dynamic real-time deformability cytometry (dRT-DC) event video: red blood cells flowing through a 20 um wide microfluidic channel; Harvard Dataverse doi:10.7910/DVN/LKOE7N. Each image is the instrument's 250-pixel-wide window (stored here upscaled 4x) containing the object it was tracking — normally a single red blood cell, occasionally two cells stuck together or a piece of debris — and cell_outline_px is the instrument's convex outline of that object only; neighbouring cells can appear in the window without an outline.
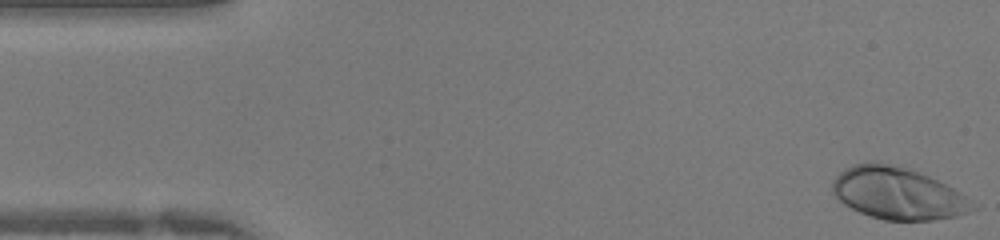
{"species": "human", "species_latin": "Homo sapiens", "temperature_condition": "warm", "stored_images_in_passage": 41, "camera_frame_rate_fps": 3000, "um_per_image_px": 0.085, "donor": {"sex": "female"}, "frame": {"image": 1, "passage_image": 1, "time_ms": 0.0, "image_size_px": [1000, 240], "cell_outline_px": [[980, 208], [956, 216], [932, 220], [884, 220], [860, 212], [844, 204], [832, 192], [832, 180], [844, 168], [852, 164], [872, 160], [876, 160], [908, 168], [928, 176], [960, 192], [980, 204]], "centroid_in_image_um": [76.33, 16.42], "position_along_channel_um": 8.7, "area_um2": 42.89}}
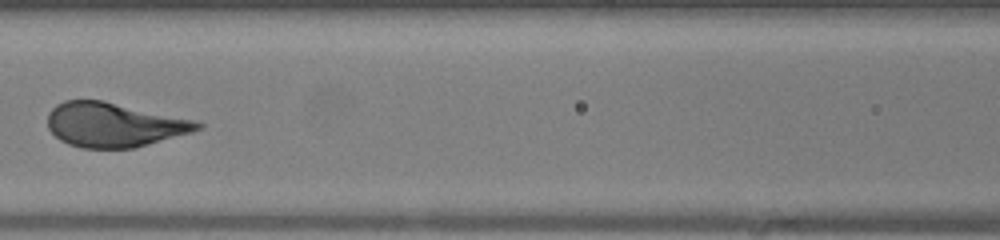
{"frame": {"image": 2, "passage_image": 18, "time_ms": 5.667, "image_size_px": [1000, 240], "cell_outline_px": [[204, 128], [192, 132], [132, 148], [84, 148], [68, 144], [60, 140], [48, 128], [48, 112], [56, 104], [64, 100], [104, 100], [196, 120], [204, 124]], "centroid_in_image_um": [9.69, 10.59], "position_along_channel_um": 156.9, "area_um2": 38.78}}
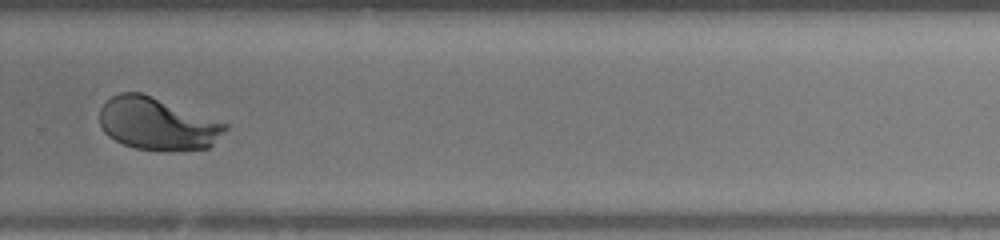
{"frame": {"image": 3, "passage_image": 28, "time_ms": 9.0, "image_size_px": [1000, 240], "cell_outline_px": [[228, 128], [208, 148], [168, 152], [136, 148], [124, 144], [108, 136], [104, 132], [100, 124], [100, 108], [112, 96], [120, 92], [140, 92], [228, 124]], "centroid_in_image_um": [13.36, 10.54], "position_along_channel_um": 316.4, "area_um2": 38.15}}